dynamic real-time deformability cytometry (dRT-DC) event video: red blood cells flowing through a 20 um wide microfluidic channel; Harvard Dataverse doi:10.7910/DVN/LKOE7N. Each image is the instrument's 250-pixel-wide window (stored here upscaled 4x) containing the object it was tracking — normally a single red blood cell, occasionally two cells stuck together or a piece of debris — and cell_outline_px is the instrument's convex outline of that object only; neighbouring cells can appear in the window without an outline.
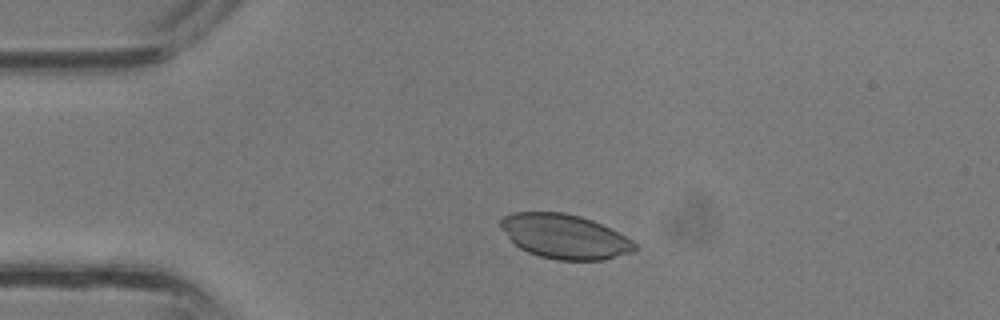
{"species": "common noctule bat (a hibernating species)", "species_latin": "Nyctalus noctula", "temperature_condition": "room temperature", "stored_images_in_passage": 28, "camera_frame_rate_fps": 3000, "um_per_image_px": 0.085, "animal": {"sex": "male", "body_mass_g": 13.3}, "frame": {"image": 1, "passage_image": 1, "time_ms": 0.0, "image_size_px": [1000, 320], "cell_outline_px": [[636, 248], [632, 252], [604, 260], [556, 260], [540, 256], [528, 252], [520, 248], [500, 228], [500, 220], [504, 216], [512, 212], [564, 212], [580, 216], [592, 220], [632, 240], [636, 244]], "centroid_in_image_um": [47.98, 20.1], "position_along_channel_um": 37.0, "area_um2": 34.45}}
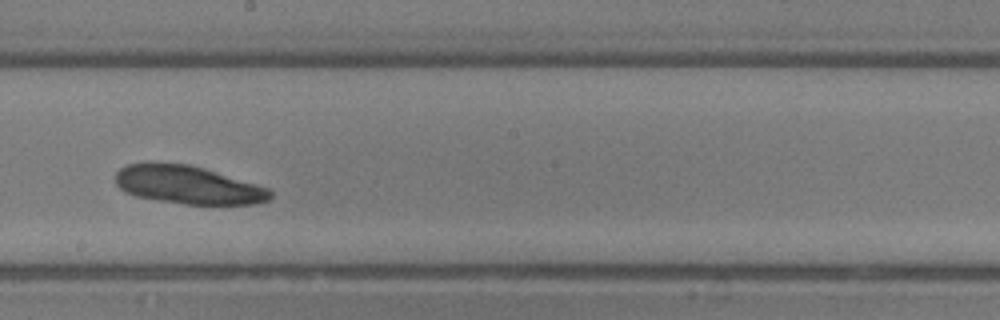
{"frame": {"image": 2, "passage_image": 13, "time_ms": 4.0, "image_size_px": [1000, 320], "cell_outline_px": [[272, 196], [268, 200], [256, 204], [184, 204], [156, 200], [136, 196], [124, 192], [116, 184], [116, 172], [120, 168], [128, 164], [188, 164], [204, 168], [256, 184], [268, 188], [272, 192]], "centroid_in_image_um": [15.99, 15.74], "position_along_channel_um": 232.2, "area_um2": 33.99}}
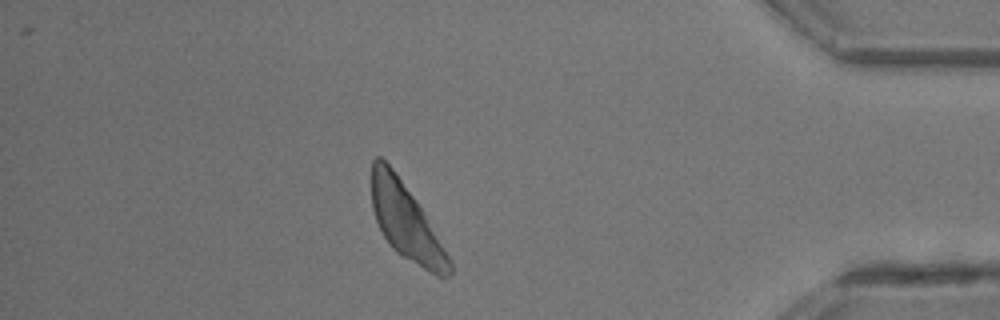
{"frame": {"image": 3, "passage_image": 24, "time_ms": 7.667, "image_size_px": [1000, 320], "cell_outline_px": [[452, 272], [448, 276], [436, 276], [428, 272], [396, 252], [392, 248], [384, 236], [376, 220], [372, 208], [372, 160], [376, 156], [380, 156], [396, 172], [420, 208], [452, 260]], "centroid_in_image_um": [34.5, 18.87], "position_along_channel_um": 400.7, "area_um2": 33.76}}